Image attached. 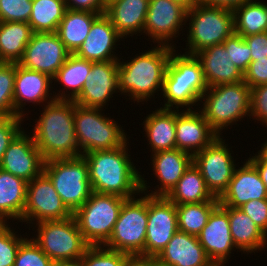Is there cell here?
Returning a JSON list of instances; mask_svg holds the SVG:
<instances>
[{
  "label": "cell",
  "instance_id": "1",
  "mask_svg": "<svg viewBox=\"0 0 267 266\" xmlns=\"http://www.w3.org/2000/svg\"><path fill=\"white\" fill-rule=\"evenodd\" d=\"M127 143L129 142L114 149L82 155L89 167L93 192L118 195L126 199L141 193V175L131 162Z\"/></svg>",
  "mask_w": 267,
  "mask_h": 266
},
{
  "label": "cell",
  "instance_id": "2",
  "mask_svg": "<svg viewBox=\"0 0 267 266\" xmlns=\"http://www.w3.org/2000/svg\"><path fill=\"white\" fill-rule=\"evenodd\" d=\"M32 137L44 160L81 156L74 124V101L45 102Z\"/></svg>",
  "mask_w": 267,
  "mask_h": 266
},
{
  "label": "cell",
  "instance_id": "3",
  "mask_svg": "<svg viewBox=\"0 0 267 266\" xmlns=\"http://www.w3.org/2000/svg\"><path fill=\"white\" fill-rule=\"evenodd\" d=\"M173 49L171 46L158 45L141 55L137 54L130 62L119 60V93L127 94L131 100L139 103L151 98L157 91H162L166 67Z\"/></svg>",
  "mask_w": 267,
  "mask_h": 266
},
{
  "label": "cell",
  "instance_id": "4",
  "mask_svg": "<svg viewBox=\"0 0 267 266\" xmlns=\"http://www.w3.org/2000/svg\"><path fill=\"white\" fill-rule=\"evenodd\" d=\"M208 89L201 62L195 55L171 51L164 76L162 95L167 100L164 109L186 107L192 110ZM175 105V106H174Z\"/></svg>",
  "mask_w": 267,
  "mask_h": 266
},
{
  "label": "cell",
  "instance_id": "5",
  "mask_svg": "<svg viewBox=\"0 0 267 266\" xmlns=\"http://www.w3.org/2000/svg\"><path fill=\"white\" fill-rule=\"evenodd\" d=\"M146 182V183H145ZM147 181L141 175L140 198L126 199L120 209L118 219L106 248L124 252L132 259L144 260V246L146 241V227L148 222V195ZM147 191V192H145Z\"/></svg>",
  "mask_w": 267,
  "mask_h": 266
},
{
  "label": "cell",
  "instance_id": "6",
  "mask_svg": "<svg viewBox=\"0 0 267 266\" xmlns=\"http://www.w3.org/2000/svg\"><path fill=\"white\" fill-rule=\"evenodd\" d=\"M250 90L241 81L208 87L204 92L201 97L204 100L201 112L219 136L231 123L234 124L246 115L250 116Z\"/></svg>",
  "mask_w": 267,
  "mask_h": 266
},
{
  "label": "cell",
  "instance_id": "7",
  "mask_svg": "<svg viewBox=\"0 0 267 266\" xmlns=\"http://www.w3.org/2000/svg\"><path fill=\"white\" fill-rule=\"evenodd\" d=\"M188 20L190 23L186 46L189 49L186 54L195 55L207 47L222 44L235 33L234 13L225 8L196 2L187 10L186 21Z\"/></svg>",
  "mask_w": 267,
  "mask_h": 266
},
{
  "label": "cell",
  "instance_id": "8",
  "mask_svg": "<svg viewBox=\"0 0 267 266\" xmlns=\"http://www.w3.org/2000/svg\"><path fill=\"white\" fill-rule=\"evenodd\" d=\"M43 172L51 180L63 204L74 214L92 191L89 167L83 156L46 160Z\"/></svg>",
  "mask_w": 267,
  "mask_h": 266
},
{
  "label": "cell",
  "instance_id": "9",
  "mask_svg": "<svg viewBox=\"0 0 267 266\" xmlns=\"http://www.w3.org/2000/svg\"><path fill=\"white\" fill-rule=\"evenodd\" d=\"M126 198L92 192L90 198L73 214L79 230L90 246L105 245Z\"/></svg>",
  "mask_w": 267,
  "mask_h": 266
},
{
  "label": "cell",
  "instance_id": "10",
  "mask_svg": "<svg viewBox=\"0 0 267 266\" xmlns=\"http://www.w3.org/2000/svg\"><path fill=\"white\" fill-rule=\"evenodd\" d=\"M101 108H88L74 102L75 134L81 156L97 150L123 146L127 138L116 121L103 115Z\"/></svg>",
  "mask_w": 267,
  "mask_h": 266
},
{
  "label": "cell",
  "instance_id": "11",
  "mask_svg": "<svg viewBox=\"0 0 267 266\" xmlns=\"http://www.w3.org/2000/svg\"><path fill=\"white\" fill-rule=\"evenodd\" d=\"M35 224L38 235L32 239L53 262L80 260L90 247L74 216Z\"/></svg>",
  "mask_w": 267,
  "mask_h": 266
},
{
  "label": "cell",
  "instance_id": "12",
  "mask_svg": "<svg viewBox=\"0 0 267 266\" xmlns=\"http://www.w3.org/2000/svg\"><path fill=\"white\" fill-rule=\"evenodd\" d=\"M221 137L193 156V163L200 170L208 190L218 199L227 190L236 169L230 148Z\"/></svg>",
  "mask_w": 267,
  "mask_h": 266
},
{
  "label": "cell",
  "instance_id": "13",
  "mask_svg": "<svg viewBox=\"0 0 267 266\" xmlns=\"http://www.w3.org/2000/svg\"><path fill=\"white\" fill-rule=\"evenodd\" d=\"M177 231L176 205L166 196L148 195L144 260H154Z\"/></svg>",
  "mask_w": 267,
  "mask_h": 266
},
{
  "label": "cell",
  "instance_id": "14",
  "mask_svg": "<svg viewBox=\"0 0 267 266\" xmlns=\"http://www.w3.org/2000/svg\"><path fill=\"white\" fill-rule=\"evenodd\" d=\"M73 216L63 204L49 177L42 172L27 183L26 206L21 222L62 220ZM29 221V222H28Z\"/></svg>",
  "mask_w": 267,
  "mask_h": 266
},
{
  "label": "cell",
  "instance_id": "15",
  "mask_svg": "<svg viewBox=\"0 0 267 266\" xmlns=\"http://www.w3.org/2000/svg\"><path fill=\"white\" fill-rule=\"evenodd\" d=\"M70 54L56 32H33L18 64L53 78Z\"/></svg>",
  "mask_w": 267,
  "mask_h": 266
},
{
  "label": "cell",
  "instance_id": "16",
  "mask_svg": "<svg viewBox=\"0 0 267 266\" xmlns=\"http://www.w3.org/2000/svg\"><path fill=\"white\" fill-rule=\"evenodd\" d=\"M186 16L187 9L172 0H149L142 33L150 36L153 43L175 48L170 42L178 37L175 35H179V31L185 25Z\"/></svg>",
  "mask_w": 267,
  "mask_h": 266
},
{
  "label": "cell",
  "instance_id": "17",
  "mask_svg": "<svg viewBox=\"0 0 267 266\" xmlns=\"http://www.w3.org/2000/svg\"><path fill=\"white\" fill-rule=\"evenodd\" d=\"M118 62H92L82 90L73 101L82 107L103 109L112 95L119 92Z\"/></svg>",
  "mask_w": 267,
  "mask_h": 266
},
{
  "label": "cell",
  "instance_id": "18",
  "mask_svg": "<svg viewBox=\"0 0 267 266\" xmlns=\"http://www.w3.org/2000/svg\"><path fill=\"white\" fill-rule=\"evenodd\" d=\"M44 164L32 135L22 130L6 149L0 169L29 182L43 172Z\"/></svg>",
  "mask_w": 267,
  "mask_h": 266
},
{
  "label": "cell",
  "instance_id": "19",
  "mask_svg": "<svg viewBox=\"0 0 267 266\" xmlns=\"http://www.w3.org/2000/svg\"><path fill=\"white\" fill-rule=\"evenodd\" d=\"M197 238L215 266H225L231 251L236 248L231 237L228 213L220 205L211 212Z\"/></svg>",
  "mask_w": 267,
  "mask_h": 266
},
{
  "label": "cell",
  "instance_id": "20",
  "mask_svg": "<svg viewBox=\"0 0 267 266\" xmlns=\"http://www.w3.org/2000/svg\"><path fill=\"white\" fill-rule=\"evenodd\" d=\"M199 112V113H198ZM176 149L194 156L219 135L205 120L201 111L176 109Z\"/></svg>",
  "mask_w": 267,
  "mask_h": 266
},
{
  "label": "cell",
  "instance_id": "21",
  "mask_svg": "<svg viewBox=\"0 0 267 266\" xmlns=\"http://www.w3.org/2000/svg\"><path fill=\"white\" fill-rule=\"evenodd\" d=\"M52 82V78L47 74L27 69L16 63L13 95L14 116L26 118L23 113L26 102L40 105L41 102L44 104L45 101L50 103L56 100L55 97L49 96L52 95L49 94V88H53L51 87Z\"/></svg>",
  "mask_w": 267,
  "mask_h": 266
},
{
  "label": "cell",
  "instance_id": "22",
  "mask_svg": "<svg viewBox=\"0 0 267 266\" xmlns=\"http://www.w3.org/2000/svg\"><path fill=\"white\" fill-rule=\"evenodd\" d=\"M244 163L235 169L227 190L219 198L220 206L239 208L250 200L267 199L266 185L256 167L249 160Z\"/></svg>",
  "mask_w": 267,
  "mask_h": 266
},
{
  "label": "cell",
  "instance_id": "23",
  "mask_svg": "<svg viewBox=\"0 0 267 266\" xmlns=\"http://www.w3.org/2000/svg\"><path fill=\"white\" fill-rule=\"evenodd\" d=\"M122 38L110 19L105 14H101L92 23L86 39L74 54L92 62L120 60L115 56L113 50L116 49V42Z\"/></svg>",
  "mask_w": 267,
  "mask_h": 266
},
{
  "label": "cell",
  "instance_id": "24",
  "mask_svg": "<svg viewBox=\"0 0 267 266\" xmlns=\"http://www.w3.org/2000/svg\"><path fill=\"white\" fill-rule=\"evenodd\" d=\"M154 261L160 266H215L197 236L178 230Z\"/></svg>",
  "mask_w": 267,
  "mask_h": 266
},
{
  "label": "cell",
  "instance_id": "25",
  "mask_svg": "<svg viewBox=\"0 0 267 266\" xmlns=\"http://www.w3.org/2000/svg\"><path fill=\"white\" fill-rule=\"evenodd\" d=\"M153 171L160 182L150 196H167L193 163V156L179 149L158 151L152 155Z\"/></svg>",
  "mask_w": 267,
  "mask_h": 266
},
{
  "label": "cell",
  "instance_id": "26",
  "mask_svg": "<svg viewBox=\"0 0 267 266\" xmlns=\"http://www.w3.org/2000/svg\"><path fill=\"white\" fill-rule=\"evenodd\" d=\"M195 56L202 65L208 87L243 81V73L237 68L223 44L207 47Z\"/></svg>",
  "mask_w": 267,
  "mask_h": 266
},
{
  "label": "cell",
  "instance_id": "27",
  "mask_svg": "<svg viewBox=\"0 0 267 266\" xmlns=\"http://www.w3.org/2000/svg\"><path fill=\"white\" fill-rule=\"evenodd\" d=\"M149 0H115L106 6L105 15L117 32L127 38L144 32Z\"/></svg>",
  "mask_w": 267,
  "mask_h": 266
},
{
  "label": "cell",
  "instance_id": "28",
  "mask_svg": "<svg viewBox=\"0 0 267 266\" xmlns=\"http://www.w3.org/2000/svg\"><path fill=\"white\" fill-rule=\"evenodd\" d=\"M227 213L236 249L252 253L267 247V235L240 208L221 206Z\"/></svg>",
  "mask_w": 267,
  "mask_h": 266
},
{
  "label": "cell",
  "instance_id": "29",
  "mask_svg": "<svg viewBox=\"0 0 267 266\" xmlns=\"http://www.w3.org/2000/svg\"><path fill=\"white\" fill-rule=\"evenodd\" d=\"M144 124L152 154L176 149V110L159 108L149 114Z\"/></svg>",
  "mask_w": 267,
  "mask_h": 266
},
{
  "label": "cell",
  "instance_id": "30",
  "mask_svg": "<svg viewBox=\"0 0 267 266\" xmlns=\"http://www.w3.org/2000/svg\"><path fill=\"white\" fill-rule=\"evenodd\" d=\"M27 181L0 169V217L19 220L26 206Z\"/></svg>",
  "mask_w": 267,
  "mask_h": 266
},
{
  "label": "cell",
  "instance_id": "31",
  "mask_svg": "<svg viewBox=\"0 0 267 266\" xmlns=\"http://www.w3.org/2000/svg\"><path fill=\"white\" fill-rule=\"evenodd\" d=\"M100 13L67 9L56 34L66 49L74 54L86 39L92 23Z\"/></svg>",
  "mask_w": 267,
  "mask_h": 266
},
{
  "label": "cell",
  "instance_id": "32",
  "mask_svg": "<svg viewBox=\"0 0 267 266\" xmlns=\"http://www.w3.org/2000/svg\"><path fill=\"white\" fill-rule=\"evenodd\" d=\"M175 205L219 200L208 190L200 170L192 163L166 196Z\"/></svg>",
  "mask_w": 267,
  "mask_h": 266
},
{
  "label": "cell",
  "instance_id": "33",
  "mask_svg": "<svg viewBox=\"0 0 267 266\" xmlns=\"http://www.w3.org/2000/svg\"><path fill=\"white\" fill-rule=\"evenodd\" d=\"M32 34L28 22H0V62L18 63Z\"/></svg>",
  "mask_w": 267,
  "mask_h": 266
},
{
  "label": "cell",
  "instance_id": "34",
  "mask_svg": "<svg viewBox=\"0 0 267 266\" xmlns=\"http://www.w3.org/2000/svg\"><path fill=\"white\" fill-rule=\"evenodd\" d=\"M92 68V61L77 57L75 54H70L63 66L56 72L52 78L55 82H61L66 89V92L53 95L56 100H74L81 92L87 75ZM67 89L71 91L67 94ZM67 95H66V94Z\"/></svg>",
  "mask_w": 267,
  "mask_h": 266
},
{
  "label": "cell",
  "instance_id": "35",
  "mask_svg": "<svg viewBox=\"0 0 267 266\" xmlns=\"http://www.w3.org/2000/svg\"><path fill=\"white\" fill-rule=\"evenodd\" d=\"M256 1L250 0L233 11L235 34L245 37L267 32V3Z\"/></svg>",
  "mask_w": 267,
  "mask_h": 266
},
{
  "label": "cell",
  "instance_id": "36",
  "mask_svg": "<svg viewBox=\"0 0 267 266\" xmlns=\"http://www.w3.org/2000/svg\"><path fill=\"white\" fill-rule=\"evenodd\" d=\"M66 10L65 0H32L28 23L33 32H56Z\"/></svg>",
  "mask_w": 267,
  "mask_h": 266
},
{
  "label": "cell",
  "instance_id": "37",
  "mask_svg": "<svg viewBox=\"0 0 267 266\" xmlns=\"http://www.w3.org/2000/svg\"><path fill=\"white\" fill-rule=\"evenodd\" d=\"M219 200L176 205L178 230L198 236Z\"/></svg>",
  "mask_w": 267,
  "mask_h": 266
},
{
  "label": "cell",
  "instance_id": "38",
  "mask_svg": "<svg viewBox=\"0 0 267 266\" xmlns=\"http://www.w3.org/2000/svg\"><path fill=\"white\" fill-rule=\"evenodd\" d=\"M132 258L103 246H90L79 260L81 266H127Z\"/></svg>",
  "mask_w": 267,
  "mask_h": 266
},
{
  "label": "cell",
  "instance_id": "39",
  "mask_svg": "<svg viewBox=\"0 0 267 266\" xmlns=\"http://www.w3.org/2000/svg\"><path fill=\"white\" fill-rule=\"evenodd\" d=\"M16 63L0 62V111L14 116L13 95Z\"/></svg>",
  "mask_w": 267,
  "mask_h": 266
},
{
  "label": "cell",
  "instance_id": "40",
  "mask_svg": "<svg viewBox=\"0 0 267 266\" xmlns=\"http://www.w3.org/2000/svg\"><path fill=\"white\" fill-rule=\"evenodd\" d=\"M53 263L32 238H26L19 246L14 266H52Z\"/></svg>",
  "mask_w": 267,
  "mask_h": 266
},
{
  "label": "cell",
  "instance_id": "41",
  "mask_svg": "<svg viewBox=\"0 0 267 266\" xmlns=\"http://www.w3.org/2000/svg\"><path fill=\"white\" fill-rule=\"evenodd\" d=\"M5 223L0 227V266H14L20 244L26 239Z\"/></svg>",
  "mask_w": 267,
  "mask_h": 266
},
{
  "label": "cell",
  "instance_id": "42",
  "mask_svg": "<svg viewBox=\"0 0 267 266\" xmlns=\"http://www.w3.org/2000/svg\"><path fill=\"white\" fill-rule=\"evenodd\" d=\"M32 0H0V22H28Z\"/></svg>",
  "mask_w": 267,
  "mask_h": 266
},
{
  "label": "cell",
  "instance_id": "43",
  "mask_svg": "<svg viewBox=\"0 0 267 266\" xmlns=\"http://www.w3.org/2000/svg\"><path fill=\"white\" fill-rule=\"evenodd\" d=\"M222 44L225 46L228 53H230L233 64L244 73L252 61L251 49L244 38L234 33Z\"/></svg>",
  "mask_w": 267,
  "mask_h": 266
},
{
  "label": "cell",
  "instance_id": "44",
  "mask_svg": "<svg viewBox=\"0 0 267 266\" xmlns=\"http://www.w3.org/2000/svg\"><path fill=\"white\" fill-rule=\"evenodd\" d=\"M250 116L267 127V84L259 85L250 90Z\"/></svg>",
  "mask_w": 267,
  "mask_h": 266
},
{
  "label": "cell",
  "instance_id": "45",
  "mask_svg": "<svg viewBox=\"0 0 267 266\" xmlns=\"http://www.w3.org/2000/svg\"><path fill=\"white\" fill-rule=\"evenodd\" d=\"M239 208L267 235V199L250 200Z\"/></svg>",
  "mask_w": 267,
  "mask_h": 266
},
{
  "label": "cell",
  "instance_id": "46",
  "mask_svg": "<svg viewBox=\"0 0 267 266\" xmlns=\"http://www.w3.org/2000/svg\"><path fill=\"white\" fill-rule=\"evenodd\" d=\"M243 81L250 88L267 84V58L251 61L243 73Z\"/></svg>",
  "mask_w": 267,
  "mask_h": 266
},
{
  "label": "cell",
  "instance_id": "47",
  "mask_svg": "<svg viewBox=\"0 0 267 266\" xmlns=\"http://www.w3.org/2000/svg\"><path fill=\"white\" fill-rule=\"evenodd\" d=\"M23 120V117L13 116L2 128H0V164L9 144L22 131L21 122Z\"/></svg>",
  "mask_w": 267,
  "mask_h": 266
},
{
  "label": "cell",
  "instance_id": "48",
  "mask_svg": "<svg viewBox=\"0 0 267 266\" xmlns=\"http://www.w3.org/2000/svg\"><path fill=\"white\" fill-rule=\"evenodd\" d=\"M243 38L251 49L252 61L267 58V32Z\"/></svg>",
  "mask_w": 267,
  "mask_h": 266
},
{
  "label": "cell",
  "instance_id": "49",
  "mask_svg": "<svg viewBox=\"0 0 267 266\" xmlns=\"http://www.w3.org/2000/svg\"><path fill=\"white\" fill-rule=\"evenodd\" d=\"M67 9L104 14L105 0H65Z\"/></svg>",
  "mask_w": 267,
  "mask_h": 266
},
{
  "label": "cell",
  "instance_id": "50",
  "mask_svg": "<svg viewBox=\"0 0 267 266\" xmlns=\"http://www.w3.org/2000/svg\"><path fill=\"white\" fill-rule=\"evenodd\" d=\"M250 0H197V3L206 6H214L234 11L239 6Z\"/></svg>",
  "mask_w": 267,
  "mask_h": 266
},
{
  "label": "cell",
  "instance_id": "51",
  "mask_svg": "<svg viewBox=\"0 0 267 266\" xmlns=\"http://www.w3.org/2000/svg\"><path fill=\"white\" fill-rule=\"evenodd\" d=\"M247 160L256 167L261 180L267 188V159L258 152V154L256 153L255 156L249 157Z\"/></svg>",
  "mask_w": 267,
  "mask_h": 266
},
{
  "label": "cell",
  "instance_id": "52",
  "mask_svg": "<svg viewBox=\"0 0 267 266\" xmlns=\"http://www.w3.org/2000/svg\"><path fill=\"white\" fill-rule=\"evenodd\" d=\"M189 10L193 5L196 4L197 0H172Z\"/></svg>",
  "mask_w": 267,
  "mask_h": 266
},
{
  "label": "cell",
  "instance_id": "53",
  "mask_svg": "<svg viewBox=\"0 0 267 266\" xmlns=\"http://www.w3.org/2000/svg\"><path fill=\"white\" fill-rule=\"evenodd\" d=\"M12 116L8 112L0 111V128H2Z\"/></svg>",
  "mask_w": 267,
  "mask_h": 266
},
{
  "label": "cell",
  "instance_id": "54",
  "mask_svg": "<svg viewBox=\"0 0 267 266\" xmlns=\"http://www.w3.org/2000/svg\"><path fill=\"white\" fill-rule=\"evenodd\" d=\"M52 266H81L80 261L54 262Z\"/></svg>",
  "mask_w": 267,
  "mask_h": 266
},
{
  "label": "cell",
  "instance_id": "55",
  "mask_svg": "<svg viewBox=\"0 0 267 266\" xmlns=\"http://www.w3.org/2000/svg\"><path fill=\"white\" fill-rule=\"evenodd\" d=\"M127 266H146V260L132 259Z\"/></svg>",
  "mask_w": 267,
  "mask_h": 266
},
{
  "label": "cell",
  "instance_id": "56",
  "mask_svg": "<svg viewBox=\"0 0 267 266\" xmlns=\"http://www.w3.org/2000/svg\"><path fill=\"white\" fill-rule=\"evenodd\" d=\"M263 146L261 147V150H259L258 152L267 159V140L264 144H262Z\"/></svg>",
  "mask_w": 267,
  "mask_h": 266
},
{
  "label": "cell",
  "instance_id": "57",
  "mask_svg": "<svg viewBox=\"0 0 267 266\" xmlns=\"http://www.w3.org/2000/svg\"><path fill=\"white\" fill-rule=\"evenodd\" d=\"M146 266H160L154 260H146Z\"/></svg>",
  "mask_w": 267,
  "mask_h": 266
},
{
  "label": "cell",
  "instance_id": "58",
  "mask_svg": "<svg viewBox=\"0 0 267 266\" xmlns=\"http://www.w3.org/2000/svg\"><path fill=\"white\" fill-rule=\"evenodd\" d=\"M113 1H115V0H105L106 5H107L108 3H110V2H113Z\"/></svg>",
  "mask_w": 267,
  "mask_h": 266
},
{
  "label": "cell",
  "instance_id": "59",
  "mask_svg": "<svg viewBox=\"0 0 267 266\" xmlns=\"http://www.w3.org/2000/svg\"><path fill=\"white\" fill-rule=\"evenodd\" d=\"M6 222H0V227L3 226Z\"/></svg>",
  "mask_w": 267,
  "mask_h": 266
}]
</instances>
